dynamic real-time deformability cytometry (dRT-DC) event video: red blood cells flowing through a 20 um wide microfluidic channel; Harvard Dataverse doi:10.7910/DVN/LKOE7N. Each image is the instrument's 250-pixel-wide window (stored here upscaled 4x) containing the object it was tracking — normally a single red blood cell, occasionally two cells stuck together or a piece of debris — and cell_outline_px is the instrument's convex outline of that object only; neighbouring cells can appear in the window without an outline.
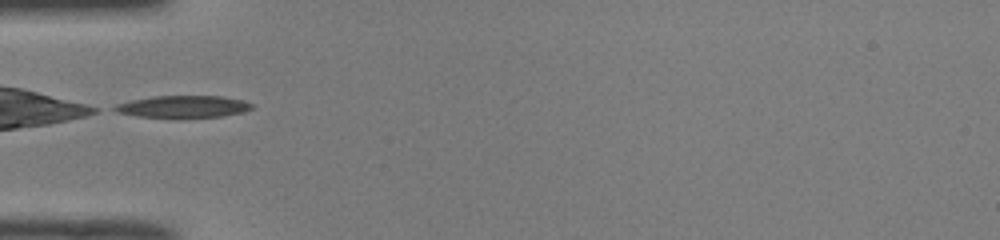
{"species": "common noctule bat (a hibernating species)", "species_latin": "Nyctalus noctula", "temperature_condition": "room temperature", "stored_images_in_passage": 32, "camera_frame_rate_fps": 3000, "um_per_image_px": 0.085, "animal": {"sex": "male", "body_mass_g": 19.0, "forearm_length_mm": 50.8}, "frame": {"image": 1, "passage_image": 1, "time_ms": 0.0, "image_size_px": [1000, 240], "cell_outline_px": [[252, 108], [244, 112], [224, 116], [180, 120], [136, 116], [116, 112], [108, 108], [116, 104], [132, 100], [152, 96], [220, 96], [244, 100], [252, 104]], "centroid_in_image_um": [15.52, 9.1], "position_along_channel_um": 69.5, "area_um2": 18.55}}
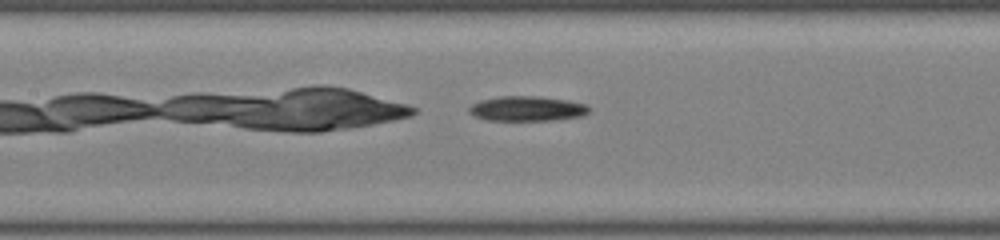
{"frame": {"image": 2, "passage_image": 8, "time_ms": 2.333, "image_size_px": [1000, 240], "cell_outline_px": [[592, 108], [588, 112], [580, 116], [552, 120], [488, 120], [476, 116], [468, 112], [468, 108], [472, 104], [480, 100], [500, 96], [540, 96], [568, 100], [584, 104]], "centroid_in_image_um": [44.79, 9.22], "position_along_channel_um": 162.6, "area_um2": 17.34}}
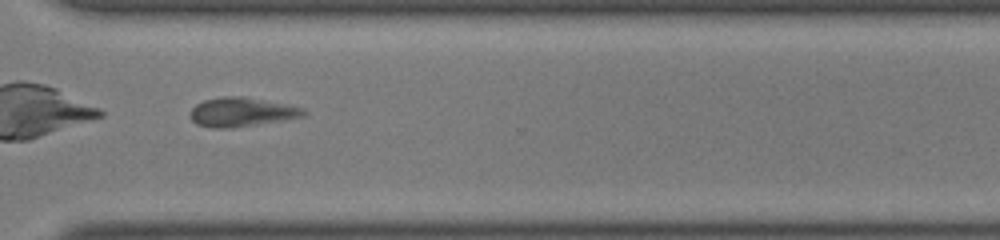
{"frame": {"image": 3, "passage_image": 22, "time_ms": 7.0, "image_size_px": [1000, 240], "cell_outline_px": [[308, 112], [304, 116], [232, 128], [212, 128], [196, 124], [188, 116], [188, 112], [196, 104], [204, 100], [220, 96], [244, 96], [304, 108]], "centroid_in_image_um": [20.47, 9.52], "position_along_channel_um": 350.1, "area_um2": 19.25}, "authors_computed_cell_mechanics": {"area_um2": 17.9758, "velocity_mm_per_s": 4.0078, "shape_relaxation_time_tau1_ms": null, "shape_relaxation_time_tau2_ms": 6.6535, "deformation_change_tau1": null, "deformation_change_tau2": 0.1883}}